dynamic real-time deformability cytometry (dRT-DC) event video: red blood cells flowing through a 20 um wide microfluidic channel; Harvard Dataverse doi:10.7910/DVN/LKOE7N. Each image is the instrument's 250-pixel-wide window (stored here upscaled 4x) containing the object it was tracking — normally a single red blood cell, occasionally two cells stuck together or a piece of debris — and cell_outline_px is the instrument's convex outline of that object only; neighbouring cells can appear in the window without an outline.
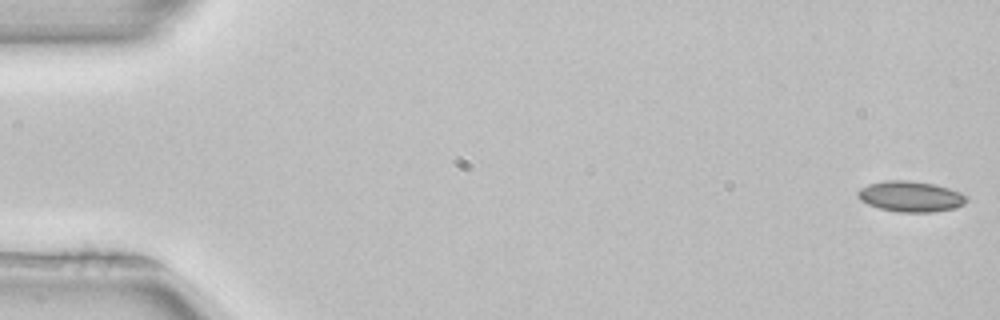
{"species": "common noctule bat (a hibernating species)", "species_latin": "Nyctalus noctula", "temperature_condition": "room temperature", "stored_images_in_passage": 52, "camera_frame_rate_fps": 3000, "um_per_image_px": 0.085, "animal": {"sex": "female", "body_mass_g": 22.7, "forearm_length_mm": 54.2}, "frame": {"image": 1, "passage_image": 1, "time_ms": 0.0, "image_size_px": [1000, 320], "cell_outline_px": [[968, 200], [964, 204], [956, 208], [932, 212], [900, 212], [880, 208], [868, 204], [860, 200], [856, 196], [856, 192], [860, 188], [868, 184], [888, 180], [912, 180], [936, 184], [960, 192], [968, 196]], "centroid_in_image_um": [77.41, 16.69], "position_along_channel_um": 7.6, "area_um2": 19.65}}
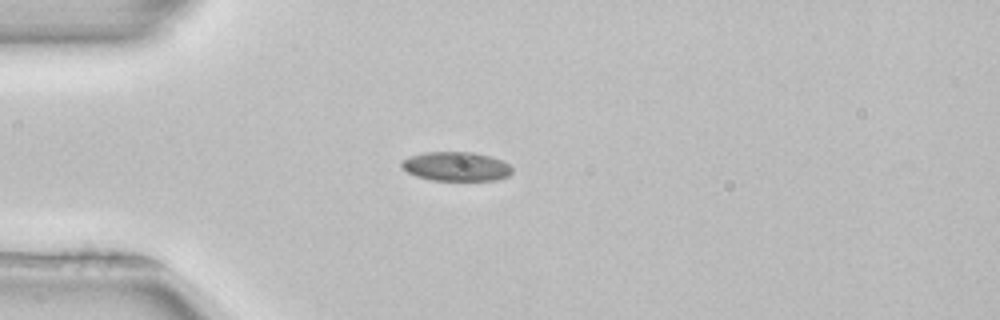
{"frame": {"image": 2, "passage_image": 14, "time_ms": 4.333, "image_size_px": [1000, 320], "cell_outline_px": [[512, 172], [508, 176], [496, 180], [432, 180], [416, 176], [408, 172], [400, 164], [400, 160], [412, 156], [428, 152], [472, 152], [504, 160], [512, 168]], "centroid_in_image_um": [38.79, 14.15], "position_along_channel_um": 46.2, "area_um2": 18.67}}
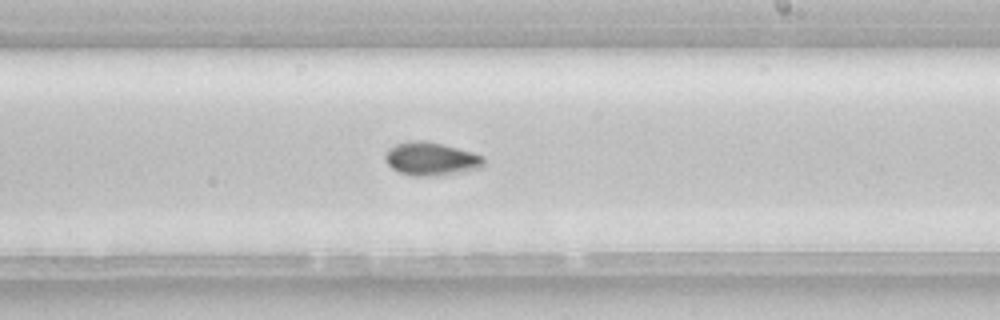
{"frame": {"image": 3, "passage_image": 31, "time_ms": 10.0, "image_size_px": [1000, 320], "cell_outline_px": [[484, 168], [428, 176], [416, 176], [400, 172], [392, 168], [384, 160], [384, 152], [388, 148], [396, 144], [408, 140], [424, 140], [444, 144], [472, 152], [484, 156]], "centroid_in_image_um": [36.62, 13.47], "position_along_channel_um": 252.4, "area_um2": 19.19}, "authors_computed_cell_mechanics": {"area_um2": 18.6116, "velocity_mm_per_s": 3.9563, "shape_relaxation_time_tau1_ms": 6.4265, "shape_relaxation_time_tau2_ms": null, "deformation_change_tau1": 0.118, "deformation_change_tau2": null}}